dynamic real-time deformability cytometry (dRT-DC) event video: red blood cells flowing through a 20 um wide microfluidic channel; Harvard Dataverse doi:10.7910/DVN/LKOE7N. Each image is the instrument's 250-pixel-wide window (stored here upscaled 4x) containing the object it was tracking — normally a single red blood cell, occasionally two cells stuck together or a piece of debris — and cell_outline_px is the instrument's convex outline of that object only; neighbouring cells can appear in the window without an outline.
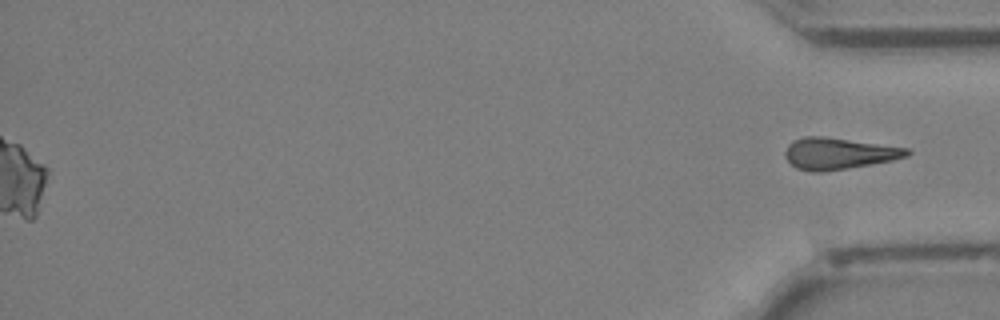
{"species": "Egyptian fruit bat (a non-hibernating species)", "species_latin": "Rousettus aegyptiacus", "temperature_condition": "cold", "stored_images_in_passage": 43, "segment_of_instrument_passage": [2, 2], "camera_frame_rate_fps": 3000, "um_per_image_px": 0.085, "animal": {"sex": "female"}, "frame": {"image": 1, "passage_image": 43, "time_ms": 14.0, "image_size_px": [1000, 320], "cell_outline_px": [[912, 152], [908, 156], [892, 160], [848, 168], [820, 172], [812, 172], [796, 168], [784, 156], [784, 152], [788, 144], [792, 140], [804, 136], [824, 136], [908, 148]], "centroid_in_image_um": [71.25, 13.04], "position_along_channel_um": 363.9, "area_um2": 22.37}}